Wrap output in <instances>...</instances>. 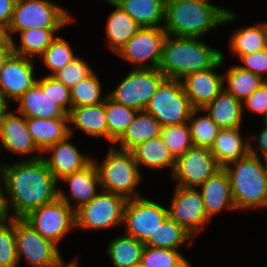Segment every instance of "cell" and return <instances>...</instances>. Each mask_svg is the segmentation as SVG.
Masks as SVG:
<instances>
[{
    "label": "cell",
    "instance_id": "obj_55",
    "mask_svg": "<svg viewBox=\"0 0 267 267\" xmlns=\"http://www.w3.org/2000/svg\"><path fill=\"white\" fill-rule=\"evenodd\" d=\"M262 23H263V27H264V30H265V33H266V42H267V19L265 20H261Z\"/></svg>",
    "mask_w": 267,
    "mask_h": 267
},
{
    "label": "cell",
    "instance_id": "obj_29",
    "mask_svg": "<svg viewBox=\"0 0 267 267\" xmlns=\"http://www.w3.org/2000/svg\"><path fill=\"white\" fill-rule=\"evenodd\" d=\"M161 125L158 120L144 110L138 111L134 120L113 146L131 151L135 146L160 136Z\"/></svg>",
    "mask_w": 267,
    "mask_h": 267
},
{
    "label": "cell",
    "instance_id": "obj_52",
    "mask_svg": "<svg viewBox=\"0 0 267 267\" xmlns=\"http://www.w3.org/2000/svg\"><path fill=\"white\" fill-rule=\"evenodd\" d=\"M8 40L7 32L0 28V47Z\"/></svg>",
    "mask_w": 267,
    "mask_h": 267
},
{
    "label": "cell",
    "instance_id": "obj_16",
    "mask_svg": "<svg viewBox=\"0 0 267 267\" xmlns=\"http://www.w3.org/2000/svg\"><path fill=\"white\" fill-rule=\"evenodd\" d=\"M37 64L35 59L14 53L4 61L0 70V96L7 106H12L36 83L39 76Z\"/></svg>",
    "mask_w": 267,
    "mask_h": 267
},
{
    "label": "cell",
    "instance_id": "obj_34",
    "mask_svg": "<svg viewBox=\"0 0 267 267\" xmlns=\"http://www.w3.org/2000/svg\"><path fill=\"white\" fill-rule=\"evenodd\" d=\"M229 65L223 70V88L241 102L266 82L261 76L242 69L235 62Z\"/></svg>",
    "mask_w": 267,
    "mask_h": 267
},
{
    "label": "cell",
    "instance_id": "obj_44",
    "mask_svg": "<svg viewBox=\"0 0 267 267\" xmlns=\"http://www.w3.org/2000/svg\"><path fill=\"white\" fill-rule=\"evenodd\" d=\"M243 115L245 120L247 115L258 116L261 120H267V81L264 82L256 91L242 101ZM246 111L249 113L246 115Z\"/></svg>",
    "mask_w": 267,
    "mask_h": 267
},
{
    "label": "cell",
    "instance_id": "obj_11",
    "mask_svg": "<svg viewBox=\"0 0 267 267\" xmlns=\"http://www.w3.org/2000/svg\"><path fill=\"white\" fill-rule=\"evenodd\" d=\"M23 220L60 248L62 241L76 231L75 211L59 197L33 210Z\"/></svg>",
    "mask_w": 267,
    "mask_h": 267
},
{
    "label": "cell",
    "instance_id": "obj_25",
    "mask_svg": "<svg viewBox=\"0 0 267 267\" xmlns=\"http://www.w3.org/2000/svg\"><path fill=\"white\" fill-rule=\"evenodd\" d=\"M131 152L144 177L146 176L144 170H149V172L153 171V173L156 171L154 174L158 171L161 173H163L162 171H170L166 177H171L175 168L176 159L160 136L135 146Z\"/></svg>",
    "mask_w": 267,
    "mask_h": 267
},
{
    "label": "cell",
    "instance_id": "obj_20",
    "mask_svg": "<svg viewBox=\"0 0 267 267\" xmlns=\"http://www.w3.org/2000/svg\"><path fill=\"white\" fill-rule=\"evenodd\" d=\"M58 183L59 198L74 211L90 202L102 190L97 168L93 162L81 171L64 177Z\"/></svg>",
    "mask_w": 267,
    "mask_h": 267
},
{
    "label": "cell",
    "instance_id": "obj_18",
    "mask_svg": "<svg viewBox=\"0 0 267 267\" xmlns=\"http://www.w3.org/2000/svg\"><path fill=\"white\" fill-rule=\"evenodd\" d=\"M74 138L68 135L42 153V159L58 182L72 173L81 171L92 162L90 150H88L89 154L84 149L81 151L80 139L74 142Z\"/></svg>",
    "mask_w": 267,
    "mask_h": 267
},
{
    "label": "cell",
    "instance_id": "obj_47",
    "mask_svg": "<svg viewBox=\"0 0 267 267\" xmlns=\"http://www.w3.org/2000/svg\"><path fill=\"white\" fill-rule=\"evenodd\" d=\"M250 154L260 157L267 162V120L260 123L258 132L249 130Z\"/></svg>",
    "mask_w": 267,
    "mask_h": 267
},
{
    "label": "cell",
    "instance_id": "obj_1",
    "mask_svg": "<svg viewBox=\"0 0 267 267\" xmlns=\"http://www.w3.org/2000/svg\"><path fill=\"white\" fill-rule=\"evenodd\" d=\"M59 183L45 161L10 160L3 170V216L23 219L30 212L59 197Z\"/></svg>",
    "mask_w": 267,
    "mask_h": 267
},
{
    "label": "cell",
    "instance_id": "obj_41",
    "mask_svg": "<svg viewBox=\"0 0 267 267\" xmlns=\"http://www.w3.org/2000/svg\"><path fill=\"white\" fill-rule=\"evenodd\" d=\"M0 267H19L15 219L0 217Z\"/></svg>",
    "mask_w": 267,
    "mask_h": 267
},
{
    "label": "cell",
    "instance_id": "obj_49",
    "mask_svg": "<svg viewBox=\"0 0 267 267\" xmlns=\"http://www.w3.org/2000/svg\"><path fill=\"white\" fill-rule=\"evenodd\" d=\"M12 53L11 41L8 39L1 47H0V70L3 67L4 61L8 58V56Z\"/></svg>",
    "mask_w": 267,
    "mask_h": 267
},
{
    "label": "cell",
    "instance_id": "obj_8",
    "mask_svg": "<svg viewBox=\"0 0 267 267\" xmlns=\"http://www.w3.org/2000/svg\"><path fill=\"white\" fill-rule=\"evenodd\" d=\"M193 110L182 82L169 78L160 83L144 109L153 115L161 126L187 123Z\"/></svg>",
    "mask_w": 267,
    "mask_h": 267
},
{
    "label": "cell",
    "instance_id": "obj_33",
    "mask_svg": "<svg viewBox=\"0 0 267 267\" xmlns=\"http://www.w3.org/2000/svg\"><path fill=\"white\" fill-rule=\"evenodd\" d=\"M64 30L30 29L18 32L11 39L12 53L37 60ZM18 40V41H17Z\"/></svg>",
    "mask_w": 267,
    "mask_h": 267
},
{
    "label": "cell",
    "instance_id": "obj_37",
    "mask_svg": "<svg viewBox=\"0 0 267 267\" xmlns=\"http://www.w3.org/2000/svg\"><path fill=\"white\" fill-rule=\"evenodd\" d=\"M96 69L87 77L79 81L70 89L72 107L89 106L101 104L108 96L105 90L106 86L102 85L100 71L97 73ZM107 93V94H106Z\"/></svg>",
    "mask_w": 267,
    "mask_h": 267
},
{
    "label": "cell",
    "instance_id": "obj_35",
    "mask_svg": "<svg viewBox=\"0 0 267 267\" xmlns=\"http://www.w3.org/2000/svg\"><path fill=\"white\" fill-rule=\"evenodd\" d=\"M194 240L196 239L188 231L168 216L145 245L154 248L182 250L194 246Z\"/></svg>",
    "mask_w": 267,
    "mask_h": 267
},
{
    "label": "cell",
    "instance_id": "obj_46",
    "mask_svg": "<svg viewBox=\"0 0 267 267\" xmlns=\"http://www.w3.org/2000/svg\"><path fill=\"white\" fill-rule=\"evenodd\" d=\"M47 93L67 114L72 109L70 88L53 76H47Z\"/></svg>",
    "mask_w": 267,
    "mask_h": 267
},
{
    "label": "cell",
    "instance_id": "obj_50",
    "mask_svg": "<svg viewBox=\"0 0 267 267\" xmlns=\"http://www.w3.org/2000/svg\"><path fill=\"white\" fill-rule=\"evenodd\" d=\"M76 257L72 258V259H69L70 261L68 260H65L63 259L58 265L54 266V267H83L80 265V255H75Z\"/></svg>",
    "mask_w": 267,
    "mask_h": 267
},
{
    "label": "cell",
    "instance_id": "obj_54",
    "mask_svg": "<svg viewBox=\"0 0 267 267\" xmlns=\"http://www.w3.org/2000/svg\"><path fill=\"white\" fill-rule=\"evenodd\" d=\"M2 148H1V141H0V165H4L6 163V161L8 162L9 160H4V158H2ZM2 158V160H1Z\"/></svg>",
    "mask_w": 267,
    "mask_h": 267
},
{
    "label": "cell",
    "instance_id": "obj_5",
    "mask_svg": "<svg viewBox=\"0 0 267 267\" xmlns=\"http://www.w3.org/2000/svg\"><path fill=\"white\" fill-rule=\"evenodd\" d=\"M104 151L101 158L92 153V162L97 168L101 189L126 200L145 195L139 186H142V180L145 181L146 177L141 174L132 152L113 145H109Z\"/></svg>",
    "mask_w": 267,
    "mask_h": 267
},
{
    "label": "cell",
    "instance_id": "obj_40",
    "mask_svg": "<svg viewBox=\"0 0 267 267\" xmlns=\"http://www.w3.org/2000/svg\"><path fill=\"white\" fill-rule=\"evenodd\" d=\"M194 147H207L213 144L220 128L203 109H194L188 120Z\"/></svg>",
    "mask_w": 267,
    "mask_h": 267
},
{
    "label": "cell",
    "instance_id": "obj_9",
    "mask_svg": "<svg viewBox=\"0 0 267 267\" xmlns=\"http://www.w3.org/2000/svg\"><path fill=\"white\" fill-rule=\"evenodd\" d=\"M143 195L127 200L124 208L122 232L146 243L168 217V208L163 200Z\"/></svg>",
    "mask_w": 267,
    "mask_h": 267
},
{
    "label": "cell",
    "instance_id": "obj_14",
    "mask_svg": "<svg viewBox=\"0 0 267 267\" xmlns=\"http://www.w3.org/2000/svg\"><path fill=\"white\" fill-rule=\"evenodd\" d=\"M166 36L163 27H141L114 56L130 68L158 69Z\"/></svg>",
    "mask_w": 267,
    "mask_h": 267
},
{
    "label": "cell",
    "instance_id": "obj_6",
    "mask_svg": "<svg viewBox=\"0 0 267 267\" xmlns=\"http://www.w3.org/2000/svg\"><path fill=\"white\" fill-rule=\"evenodd\" d=\"M75 21L74 13L55 0H17L6 32L11 40L24 30H64Z\"/></svg>",
    "mask_w": 267,
    "mask_h": 267
},
{
    "label": "cell",
    "instance_id": "obj_4",
    "mask_svg": "<svg viewBox=\"0 0 267 267\" xmlns=\"http://www.w3.org/2000/svg\"><path fill=\"white\" fill-rule=\"evenodd\" d=\"M237 212L267 211V162L248 154L223 167Z\"/></svg>",
    "mask_w": 267,
    "mask_h": 267
},
{
    "label": "cell",
    "instance_id": "obj_32",
    "mask_svg": "<svg viewBox=\"0 0 267 267\" xmlns=\"http://www.w3.org/2000/svg\"><path fill=\"white\" fill-rule=\"evenodd\" d=\"M140 27H163L166 0H112Z\"/></svg>",
    "mask_w": 267,
    "mask_h": 267
},
{
    "label": "cell",
    "instance_id": "obj_24",
    "mask_svg": "<svg viewBox=\"0 0 267 267\" xmlns=\"http://www.w3.org/2000/svg\"><path fill=\"white\" fill-rule=\"evenodd\" d=\"M113 8L109 14H107V20L105 21L104 36L108 52L115 55L120 49L129 41L141 28L132 17L122 10L112 0H99Z\"/></svg>",
    "mask_w": 267,
    "mask_h": 267
},
{
    "label": "cell",
    "instance_id": "obj_21",
    "mask_svg": "<svg viewBox=\"0 0 267 267\" xmlns=\"http://www.w3.org/2000/svg\"><path fill=\"white\" fill-rule=\"evenodd\" d=\"M13 105L20 114L29 118H68V114L47 93V76L40 75L36 83Z\"/></svg>",
    "mask_w": 267,
    "mask_h": 267
},
{
    "label": "cell",
    "instance_id": "obj_27",
    "mask_svg": "<svg viewBox=\"0 0 267 267\" xmlns=\"http://www.w3.org/2000/svg\"><path fill=\"white\" fill-rule=\"evenodd\" d=\"M227 39L228 53L221 49V58L228 59L232 57L238 58L240 55L252 54L257 51L267 48L266 33L262 21H256L254 24L236 27L234 31L229 34ZM231 54L230 56H228ZM228 56V57H227ZM234 57V58H233Z\"/></svg>",
    "mask_w": 267,
    "mask_h": 267
},
{
    "label": "cell",
    "instance_id": "obj_39",
    "mask_svg": "<svg viewBox=\"0 0 267 267\" xmlns=\"http://www.w3.org/2000/svg\"><path fill=\"white\" fill-rule=\"evenodd\" d=\"M190 261L183 250L154 248L145 245L140 265L142 267H195Z\"/></svg>",
    "mask_w": 267,
    "mask_h": 267
},
{
    "label": "cell",
    "instance_id": "obj_26",
    "mask_svg": "<svg viewBox=\"0 0 267 267\" xmlns=\"http://www.w3.org/2000/svg\"><path fill=\"white\" fill-rule=\"evenodd\" d=\"M243 128L247 130V127L220 129L210 146L211 154L222 168L250 153L249 132Z\"/></svg>",
    "mask_w": 267,
    "mask_h": 267
},
{
    "label": "cell",
    "instance_id": "obj_51",
    "mask_svg": "<svg viewBox=\"0 0 267 267\" xmlns=\"http://www.w3.org/2000/svg\"><path fill=\"white\" fill-rule=\"evenodd\" d=\"M3 170H4V165H0V217L3 216V211H4Z\"/></svg>",
    "mask_w": 267,
    "mask_h": 267
},
{
    "label": "cell",
    "instance_id": "obj_36",
    "mask_svg": "<svg viewBox=\"0 0 267 267\" xmlns=\"http://www.w3.org/2000/svg\"><path fill=\"white\" fill-rule=\"evenodd\" d=\"M79 54L76 52L75 46L73 47L70 40L63 35H58L51 45L39 56V69L44 67L46 72L41 71L40 75L53 76L59 70L64 68L69 62L74 60ZM43 72V73H42Z\"/></svg>",
    "mask_w": 267,
    "mask_h": 267
},
{
    "label": "cell",
    "instance_id": "obj_17",
    "mask_svg": "<svg viewBox=\"0 0 267 267\" xmlns=\"http://www.w3.org/2000/svg\"><path fill=\"white\" fill-rule=\"evenodd\" d=\"M221 168L209 148L193 146L176 159L174 171L168 180L175 186L198 188Z\"/></svg>",
    "mask_w": 267,
    "mask_h": 267
},
{
    "label": "cell",
    "instance_id": "obj_22",
    "mask_svg": "<svg viewBox=\"0 0 267 267\" xmlns=\"http://www.w3.org/2000/svg\"><path fill=\"white\" fill-rule=\"evenodd\" d=\"M201 192L208 219L212 222L223 213L237 212L232 198L229 177L221 168L198 187Z\"/></svg>",
    "mask_w": 267,
    "mask_h": 267
},
{
    "label": "cell",
    "instance_id": "obj_19",
    "mask_svg": "<svg viewBox=\"0 0 267 267\" xmlns=\"http://www.w3.org/2000/svg\"><path fill=\"white\" fill-rule=\"evenodd\" d=\"M226 64L228 60L220 58L211 68L194 72L181 80L194 109H203L224 89L221 70Z\"/></svg>",
    "mask_w": 267,
    "mask_h": 267
},
{
    "label": "cell",
    "instance_id": "obj_31",
    "mask_svg": "<svg viewBox=\"0 0 267 267\" xmlns=\"http://www.w3.org/2000/svg\"><path fill=\"white\" fill-rule=\"evenodd\" d=\"M105 246L104 254L112 267H135L140 265L145 243L120 232L118 235L115 233Z\"/></svg>",
    "mask_w": 267,
    "mask_h": 267
},
{
    "label": "cell",
    "instance_id": "obj_15",
    "mask_svg": "<svg viewBox=\"0 0 267 267\" xmlns=\"http://www.w3.org/2000/svg\"><path fill=\"white\" fill-rule=\"evenodd\" d=\"M0 141L3 154L9 152L8 156L14 155V161L15 158L18 161L42 158V152L29 133L26 117L12 106H8L0 114Z\"/></svg>",
    "mask_w": 267,
    "mask_h": 267
},
{
    "label": "cell",
    "instance_id": "obj_23",
    "mask_svg": "<svg viewBox=\"0 0 267 267\" xmlns=\"http://www.w3.org/2000/svg\"><path fill=\"white\" fill-rule=\"evenodd\" d=\"M69 135L76 132L108 143V126L106 122L105 101L101 104L72 107L68 113Z\"/></svg>",
    "mask_w": 267,
    "mask_h": 267
},
{
    "label": "cell",
    "instance_id": "obj_43",
    "mask_svg": "<svg viewBox=\"0 0 267 267\" xmlns=\"http://www.w3.org/2000/svg\"><path fill=\"white\" fill-rule=\"evenodd\" d=\"M93 64L94 63L90 64V62L87 61L86 55L81 57L77 56L64 68L54 74L53 77L71 89L95 70L96 66L93 67Z\"/></svg>",
    "mask_w": 267,
    "mask_h": 267
},
{
    "label": "cell",
    "instance_id": "obj_10",
    "mask_svg": "<svg viewBox=\"0 0 267 267\" xmlns=\"http://www.w3.org/2000/svg\"><path fill=\"white\" fill-rule=\"evenodd\" d=\"M124 74L114 88L106 89L108 96L115 102L138 111L145 109L157 87L166 78L159 69L130 68Z\"/></svg>",
    "mask_w": 267,
    "mask_h": 267
},
{
    "label": "cell",
    "instance_id": "obj_30",
    "mask_svg": "<svg viewBox=\"0 0 267 267\" xmlns=\"http://www.w3.org/2000/svg\"><path fill=\"white\" fill-rule=\"evenodd\" d=\"M26 124L34 143L42 153L69 135L68 118L26 117Z\"/></svg>",
    "mask_w": 267,
    "mask_h": 267
},
{
    "label": "cell",
    "instance_id": "obj_12",
    "mask_svg": "<svg viewBox=\"0 0 267 267\" xmlns=\"http://www.w3.org/2000/svg\"><path fill=\"white\" fill-rule=\"evenodd\" d=\"M15 241L19 267L22 261L28 267H54L64 259L63 248L43 238L23 219H15Z\"/></svg>",
    "mask_w": 267,
    "mask_h": 267
},
{
    "label": "cell",
    "instance_id": "obj_48",
    "mask_svg": "<svg viewBox=\"0 0 267 267\" xmlns=\"http://www.w3.org/2000/svg\"><path fill=\"white\" fill-rule=\"evenodd\" d=\"M17 0H0V28L7 31Z\"/></svg>",
    "mask_w": 267,
    "mask_h": 267
},
{
    "label": "cell",
    "instance_id": "obj_28",
    "mask_svg": "<svg viewBox=\"0 0 267 267\" xmlns=\"http://www.w3.org/2000/svg\"><path fill=\"white\" fill-rule=\"evenodd\" d=\"M203 110L220 129L244 127L242 102L223 89ZM245 122V123H244Z\"/></svg>",
    "mask_w": 267,
    "mask_h": 267
},
{
    "label": "cell",
    "instance_id": "obj_7",
    "mask_svg": "<svg viewBox=\"0 0 267 267\" xmlns=\"http://www.w3.org/2000/svg\"><path fill=\"white\" fill-rule=\"evenodd\" d=\"M126 202L122 196L101 190L75 211L76 231H121Z\"/></svg>",
    "mask_w": 267,
    "mask_h": 267
},
{
    "label": "cell",
    "instance_id": "obj_42",
    "mask_svg": "<svg viewBox=\"0 0 267 267\" xmlns=\"http://www.w3.org/2000/svg\"><path fill=\"white\" fill-rule=\"evenodd\" d=\"M160 137L175 159L193 147L188 123L162 126Z\"/></svg>",
    "mask_w": 267,
    "mask_h": 267
},
{
    "label": "cell",
    "instance_id": "obj_45",
    "mask_svg": "<svg viewBox=\"0 0 267 267\" xmlns=\"http://www.w3.org/2000/svg\"><path fill=\"white\" fill-rule=\"evenodd\" d=\"M236 64L267 81V48L252 54L240 55Z\"/></svg>",
    "mask_w": 267,
    "mask_h": 267
},
{
    "label": "cell",
    "instance_id": "obj_2",
    "mask_svg": "<svg viewBox=\"0 0 267 267\" xmlns=\"http://www.w3.org/2000/svg\"><path fill=\"white\" fill-rule=\"evenodd\" d=\"M213 3L204 0H166L164 31L167 35L204 39L209 33L217 32L222 27L226 29L240 20V13L229 10L223 4Z\"/></svg>",
    "mask_w": 267,
    "mask_h": 267
},
{
    "label": "cell",
    "instance_id": "obj_3",
    "mask_svg": "<svg viewBox=\"0 0 267 267\" xmlns=\"http://www.w3.org/2000/svg\"><path fill=\"white\" fill-rule=\"evenodd\" d=\"M208 39L167 35L159 71L166 78L181 81L189 74L211 68L221 58V48L214 44L212 47Z\"/></svg>",
    "mask_w": 267,
    "mask_h": 267
},
{
    "label": "cell",
    "instance_id": "obj_13",
    "mask_svg": "<svg viewBox=\"0 0 267 267\" xmlns=\"http://www.w3.org/2000/svg\"><path fill=\"white\" fill-rule=\"evenodd\" d=\"M167 203L168 216L180 224L195 239L211 225L198 188L174 186Z\"/></svg>",
    "mask_w": 267,
    "mask_h": 267
},
{
    "label": "cell",
    "instance_id": "obj_38",
    "mask_svg": "<svg viewBox=\"0 0 267 267\" xmlns=\"http://www.w3.org/2000/svg\"><path fill=\"white\" fill-rule=\"evenodd\" d=\"M105 111L108 126V144L113 145L134 120L138 110L119 104L107 96L105 99Z\"/></svg>",
    "mask_w": 267,
    "mask_h": 267
},
{
    "label": "cell",
    "instance_id": "obj_53",
    "mask_svg": "<svg viewBox=\"0 0 267 267\" xmlns=\"http://www.w3.org/2000/svg\"><path fill=\"white\" fill-rule=\"evenodd\" d=\"M8 106L3 102L0 96V114L7 108Z\"/></svg>",
    "mask_w": 267,
    "mask_h": 267
}]
</instances>
